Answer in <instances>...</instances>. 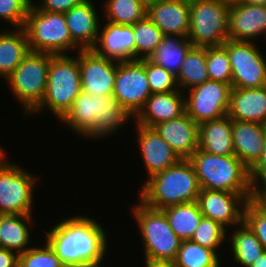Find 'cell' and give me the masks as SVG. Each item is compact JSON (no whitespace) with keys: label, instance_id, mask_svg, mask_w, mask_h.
<instances>
[{"label":"cell","instance_id":"obj_1","mask_svg":"<svg viewBox=\"0 0 266 267\" xmlns=\"http://www.w3.org/2000/svg\"><path fill=\"white\" fill-rule=\"evenodd\" d=\"M46 236V241L66 267L99 266L107 252L105 230L87 216L62 220Z\"/></svg>","mask_w":266,"mask_h":267},{"label":"cell","instance_id":"obj_2","mask_svg":"<svg viewBox=\"0 0 266 267\" xmlns=\"http://www.w3.org/2000/svg\"><path fill=\"white\" fill-rule=\"evenodd\" d=\"M130 117L114 95L96 97L82 91L60 120L80 137L101 138L115 133Z\"/></svg>","mask_w":266,"mask_h":267},{"label":"cell","instance_id":"obj_3","mask_svg":"<svg viewBox=\"0 0 266 267\" xmlns=\"http://www.w3.org/2000/svg\"><path fill=\"white\" fill-rule=\"evenodd\" d=\"M139 192V201L150 208L163 210L166 207L197 201L200 186L192 162L189 159H181L148 178Z\"/></svg>","mask_w":266,"mask_h":267},{"label":"cell","instance_id":"obj_4","mask_svg":"<svg viewBox=\"0 0 266 267\" xmlns=\"http://www.w3.org/2000/svg\"><path fill=\"white\" fill-rule=\"evenodd\" d=\"M189 160L194 166L200 189L252 195L249 169L236 155H212L198 148Z\"/></svg>","mask_w":266,"mask_h":267},{"label":"cell","instance_id":"obj_5","mask_svg":"<svg viewBox=\"0 0 266 267\" xmlns=\"http://www.w3.org/2000/svg\"><path fill=\"white\" fill-rule=\"evenodd\" d=\"M47 77L44 99L32 113L49 107L60 120L82 92L78 57L50 54Z\"/></svg>","mask_w":266,"mask_h":267},{"label":"cell","instance_id":"obj_6","mask_svg":"<svg viewBox=\"0 0 266 267\" xmlns=\"http://www.w3.org/2000/svg\"><path fill=\"white\" fill-rule=\"evenodd\" d=\"M23 28L32 52L66 55L67 51L77 47L72 41L64 13L39 10L33 1Z\"/></svg>","mask_w":266,"mask_h":267},{"label":"cell","instance_id":"obj_7","mask_svg":"<svg viewBox=\"0 0 266 267\" xmlns=\"http://www.w3.org/2000/svg\"><path fill=\"white\" fill-rule=\"evenodd\" d=\"M138 204L132 210L145 247V259L174 261L182 240L173 232L165 213L141 201Z\"/></svg>","mask_w":266,"mask_h":267},{"label":"cell","instance_id":"obj_8","mask_svg":"<svg viewBox=\"0 0 266 267\" xmlns=\"http://www.w3.org/2000/svg\"><path fill=\"white\" fill-rule=\"evenodd\" d=\"M49 65V53L29 51L5 79L26 115L31 114L44 99Z\"/></svg>","mask_w":266,"mask_h":267},{"label":"cell","instance_id":"obj_9","mask_svg":"<svg viewBox=\"0 0 266 267\" xmlns=\"http://www.w3.org/2000/svg\"><path fill=\"white\" fill-rule=\"evenodd\" d=\"M230 3L201 0L190 4V29L187 39L193 46H222L228 39Z\"/></svg>","mask_w":266,"mask_h":267},{"label":"cell","instance_id":"obj_10","mask_svg":"<svg viewBox=\"0 0 266 267\" xmlns=\"http://www.w3.org/2000/svg\"><path fill=\"white\" fill-rule=\"evenodd\" d=\"M230 58L232 88L266 86V58L253 42L228 39L223 45Z\"/></svg>","mask_w":266,"mask_h":267},{"label":"cell","instance_id":"obj_11","mask_svg":"<svg viewBox=\"0 0 266 267\" xmlns=\"http://www.w3.org/2000/svg\"><path fill=\"white\" fill-rule=\"evenodd\" d=\"M36 179L18 164H0V214H32Z\"/></svg>","mask_w":266,"mask_h":267},{"label":"cell","instance_id":"obj_12","mask_svg":"<svg viewBox=\"0 0 266 267\" xmlns=\"http://www.w3.org/2000/svg\"><path fill=\"white\" fill-rule=\"evenodd\" d=\"M151 94L145 59L116 61V80L112 95L131 117L134 118L139 113Z\"/></svg>","mask_w":266,"mask_h":267},{"label":"cell","instance_id":"obj_13","mask_svg":"<svg viewBox=\"0 0 266 267\" xmlns=\"http://www.w3.org/2000/svg\"><path fill=\"white\" fill-rule=\"evenodd\" d=\"M231 85L208 80L189 90L185 112L197 123L220 119L227 115Z\"/></svg>","mask_w":266,"mask_h":267},{"label":"cell","instance_id":"obj_14","mask_svg":"<svg viewBox=\"0 0 266 267\" xmlns=\"http://www.w3.org/2000/svg\"><path fill=\"white\" fill-rule=\"evenodd\" d=\"M252 195L222 190L200 189L197 203L204 217L220 223L223 227L238 225L244 222V210Z\"/></svg>","mask_w":266,"mask_h":267},{"label":"cell","instance_id":"obj_15","mask_svg":"<svg viewBox=\"0 0 266 267\" xmlns=\"http://www.w3.org/2000/svg\"><path fill=\"white\" fill-rule=\"evenodd\" d=\"M78 54L82 91L96 97L112 95L116 80L115 61L98 55L93 49L79 50Z\"/></svg>","mask_w":266,"mask_h":267},{"label":"cell","instance_id":"obj_16","mask_svg":"<svg viewBox=\"0 0 266 267\" xmlns=\"http://www.w3.org/2000/svg\"><path fill=\"white\" fill-rule=\"evenodd\" d=\"M266 34V5L230 3L228 36L233 41L252 42ZM254 37V39H253Z\"/></svg>","mask_w":266,"mask_h":267},{"label":"cell","instance_id":"obj_17","mask_svg":"<svg viewBox=\"0 0 266 267\" xmlns=\"http://www.w3.org/2000/svg\"><path fill=\"white\" fill-rule=\"evenodd\" d=\"M138 144L149 178L181 160L154 127L136 124Z\"/></svg>","mask_w":266,"mask_h":267},{"label":"cell","instance_id":"obj_18","mask_svg":"<svg viewBox=\"0 0 266 267\" xmlns=\"http://www.w3.org/2000/svg\"><path fill=\"white\" fill-rule=\"evenodd\" d=\"M181 159H189L199 146V124L186 112L154 126Z\"/></svg>","mask_w":266,"mask_h":267},{"label":"cell","instance_id":"obj_19","mask_svg":"<svg viewBox=\"0 0 266 267\" xmlns=\"http://www.w3.org/2000/svg\"><path fill=\"white\" fill-rule=\"evenodd\" d=\"M146 16L165 36L187 38L190 29V4L180 0H158L147 6Z\"/></svg>","mask_w":266,"mask_h":267},{"label":"cell","instance_id":"obj_20","mask_svg":"<svg viewBox=\"0 0 266 267\" xmlns=\"http://www.w3.org/2000/svg\"><path fill=\"white\" fill-rule=\"evenodd\" d=\"M93 4L91 0H84L64 13L69 33L78 51L93 49L102 28Z\"/></svg>","mask_w":266,"mask_h":267},{"label":"cell","instance_id":"obj_21","mask_svg":"<svg viewBox=\"0 0 266 267\" xmlns=\"http://www.w3.org/2000/svg\"><path fill=\"white\" fill-rule=\"evenodd\" d=\"M103 27L93 50L98 55L117 62L135 60L132 26L107 21Z\"/></svg>","mask_w":266,"mask_h":267},{"label":"cell","instance_id":"obj_22","mask_svg":"<svg viewBox=\"0 0 266 267\" xmlns=\"http://www.w3.org/2000/svg\"><path fill=\"white\" fill-rule=\"evenodd\" d=\"M176 90L165 93L151 94L144 107L133 118L135 124L154 127L158 123L175 119L185 112L183 92Z\"/></svg>","mask_w":266,"mask_h":267},{"label":"cell","instance_id":"obj_23","mask_svg":"<svg viewBox=\"0 0 266 267\" xmlns=\"http://www.w3.org/2000/svg\"><path fill=\"white\" fill-rule=\"evenodd\" d=\"M266 137V125L232 120L235 155L250 170L261 158Z\"/></svg>","mask_w":266,"mask_h":267},{"label":"cell","instance_id":"obj_24","mask_svg":"<svg viewBox=\"0 0 266 267\" xmlns=\"http://www.w3.org/2000/svg\"><path fill=\"white\" fill-rule=\"evenodd\" d=\"M227 116L232 120L266 125V86L232 88Z\"/></svg>","mask_w":266,"mask_h":267},{"label":"cell","instance_id":"obj_25","mask_svg":"<svg viewBox=\"0 0 266 267\" xmlns=\"http://www.w3.org/2000/svg\"><path fill=\"white\" fill-rule=\"evenodd\" d=\"M198 148L212 155H235L232 139V119L227 115L199 124Z\"/></svg>","mask_w":266,"mask_h":267},{"label":"cell","instance_id":"obj_26","mask_svg":"<svg viewBox=\"0 0 266 267\" xmlns=\"http://www.w3.org/2000/svg\"><path fill=\"white\" fill-rule=\"evenodd\" d=\"M30 51L24 28L0 31V77L6 79Z\"/></svg>","mask_w":266,"mask_h":267},{"label":"cell","instance_id":"obj_27","mask_svg":"<svg viewBox=\"0 0 266 267\" xmlns=\"http://www.w3.org/2000/svg\"><path fill=\"white\" fill-rule=\"evenodd\" d=\"M32 214H0L1 226V241L2 247L17 252L23 253L29 248L27 247L30 241V232L26 224L32 221Z\"/></svg>","mask_w":266,"mask_h":267},{"label":"cell","instance_id":"obj_28","mask_svg":"<svg viewBox=\"0 0 266 267\" xmlns=\"http://www.w3.org/2000/svg\"><path fill=\"white\" fill-rule=\"evenodd\" d=\"M192 43L181 36H164L154 53L148 58L157 66L165 68L175 76L179 73L181 65Z\"/></svg>","mask_w":266,"mask_h":267},{"label":"cell","instance_id":"obj_29","mask_svg":"<svg viewBox=\"0 0 266 267\" xmlns=\"http://www.w3.org/2000/svg\"><path fill=\"white\" fill-rule=\"evenodd\" d=\"M206 64V47L192 46L182 62L181 69L176 76L178 87L192 89L208 81Z\"/></svg>","mask_w":266,"mask_h":267},{"label":"cell","instance_id":"obj_30","mask_svg":"<svg viewBox=\"0 0 266 267\" xmlns=\"http://www.w3.org/2000/svg\"><path fill=\"white\" fill-rule=\"evenodd\" d=\"M173 232L182 240H190L203 216L197 201L166 207L162 210Z\"/></svg>","mask_w":266,"mask_h":267},{"label":"cell","instance_id":"obj_31","mask_svg":"<svg viewBox=\"0 0 266 267\" xmlns=\"http://www.w3.org/2000/svg\"><path fill=\"white\" fill-rule=\"evenodd\" d=\"M229 238L234 260L244 267H250L265 252L261 242L245 222Z\"/></svg>","mask_w":266,"mask_h":267},{"label":"cell","instance_id":"obj_32","mask_svg":"<svg viewBox=\"0 0 266 267\" xmlns=\"http://www.w3.org/2000/svg\"><path fill=\"white\" fill-rule=\"evenodd\" d=\"M132 28L135 42V60L148 59L165 35L147 16L133 24Z\"/></svg>","mask_w":266,"mask_h":267},{"label":"cell","instance_id":"obj_33","mask_svg":"<svg viewBox=\"0 0 266 267\" xmlns=\"http://www.w3.org/2000/svg\"><path fill=\"white\" fill-rule=\"evenodd\" d=\"M174 264L176 267H220L217 252L191 240L181 242Z\"/></svg>","mask_w":266,"mask_h":267},{"label":"cell","instance_id":"obj_34","mask_svg":"<svg viewBox=\"0 0 266 267\" xmlns=\"http://www.w3.org/2000/svg\"><path fill=\"white\" fill-rule=\"evenodd\" d=\"M104 15L114 24L132 26L143 19L147 7L139 0H106Z\"/></svg>","mask_w":266,"mask_h":267},{"label":"cell","instance_id":"obj_35","mask_svg":"<svg viewBox=\"0 0 266 267\" xmlns=\"http://www.w3.org/2000/svg\"><path fill=\"white\" fill-rule=\"evenodd\" d=\"M206 64L210 80L231 85L230 58L223 46L206 47Z\"/></svg>","mask_w":266,"mask_h":267},{"label":"cell","instance_id":"obj_36","mask_svg":"<svg viewBox=\"0 0 266 267\" xmlns=\"http://www.w3.org/2000/svg\"><path fill=\"white\" fill-rule=\"evenodd\" d=\"M225 238V227L211 218L202 216L190 240L216 252L224 241H228V239Z\"/></svg>","mask_w":266,"mask_h":267},{"label":"cell","instance_id":"obj_37","mask_svg":"<svg viewBox=\"0 0 266 267\" xmlns=\"http://www.w3.org/2000/svg\"><path fill=\"white\" fill-rule=\"evenodd\" d=\"M44 248L31 247L19 254L18 267H66L47 241Z\"/></svg>","mask_w":266,"mask_h":267},{"label":"cell","instance_id":"obj_38","mask_svg":"<svg viewBox=\"0 0 266 267\" xmlns=\"http://www.w3.org/2000/svg\"><path fill=\"white\" fill-rule=\"evenodd\" d=\"M145 69L152 94L179 90L176 76L165 68L145 59Z\"/></svg>","mask_w":266,"mask_h":267},{"label":"cell","instance_id":"obj_39","mask_svg":"<svg viewBox=\"0 0 266 267\" xmlns=\"http://www.w3.org/2000/svg\"><path fill=\"white\" fill-rule=\"evenodd\" d=\"M32 0H0V18L15 28L24 27Z\"/></svg>","mask_w":266,"mask_h":267},{"label":"cell","instance_id":"obj_40","mask_svg":"<svg viewBox=\"0 0 266 267\" xmlns=\"http://www.w3.org/2000/svg\"><path fill=\"white\" fill-rule=\"evenodd\" d=\"M244 222L255 233L266 252V212L252 199L245 206Z\"/></svg>","mask_w":266,"mask_h":267},{"label":"cell","instance_id":"obj_41","mask_svg":"<svg viewBox=\"0 0 266 267\" xmlns=\"http://www.w3.org/2000/svg\"><path fill=\"white\" fill-rule=\"evenodd\" d=\"M249 181L252 191L258 188V181L263 185L266 184V137L261 158L249 170Z\"/></svg>","mask_w":266,"mask_h":267},{"label":"cell","instance_id":"obj_42","mask_svg":"<svg viewBox=\"0 0 266 267\" xmlns=\"http://www.w3.org/2000/svg\"><path fill=\"white\" fill-rule=\"evenodd\" d=\"M84 0H42L35 5L39 10L48 12L65 13L72 7L81 4Z\"/></svg>","mask_w":266,"mask_h":267},{"label":"cell","instance_id":"obj_43","mask_svg":"<svg viewBox=\"0 0 266 267\" xmlns=\"http://www.w3.org/2000/svg\"><path fill=\"white\" fill-rule=\"evenodd\" d=\"M15 253L5 248L0 249V267H18L19 254Z\"/></svg>","mask_w":266,"mask_h":267},{"label":"cell","instance_id":"obj_44","mask_svg":"<svg viewBox=\"0 0 266 267\" xmlns=\"http://www.w3.org/2000/svg\"><path fill=\"white\" fill-rule=\"evenodd\" d=\"M262 187L252 191V200L266 212V184Z\"/></svg>","mask_w":266,"mask_h":267},{"label":"cell","instance_id":"obj_45","mask_svg":"<svg viewBox=\"0 0 266 267\" xmlns=\"http://www.w3.org/2000/svg\"><path fill=\"white\" fill-rule=\"evenodd\" d=\"M146 267H176L174 261H153L145 259Z\"/></svg>","mask_w":266,"mask_h":267},{"label":"cell","instance_id":"obj_46","mask_svg":"<svg viewBox=\"0 0 266 267\" xmlns=\"http://www.w3.org/2000/svg\"><path fill=\"white\" fill-rule=\"evenodd\" d=\"M250 267H266V252L262 254Z\"/></svg>","mask_w":266,"mask_h":267},{"label":"cell","instance_id":"obj_47","mask_svg":"<svg viewBox=\"0 0 266 267\" xmlns=\"http://www.w3.org/2000/svg\"><path fill=\"white\" fill-rule=\"evenodd\" d=\"M239 2L248 3L252 5H266V0H239Z\"/></svg>","mask_w":266,"mask_h":267},{"label":"cell","instance_id":"obj_48","mask_svg":"<svg viewBox=\"0 0 266 267\" xmlns=\"http://www.w3.org/2000/svg\"><path fill=\"white\" fill-rule=\"evenodd\" d=\"M140 2H142L146 7L158 0H139Z\"/></svg>","mask_w":266,"mask_h":267},{"label":"cell","instance_id":"obj_49","mask_svg":"<svg viewBox=\"0 0 266 267\" xmlns=\"http://www.w3.org/2000/svg\"><path fill=\"white\" fill-rule=\"evenodd\" d=\"M3 150L4 149L0 146V164L5 162V160H3L5 158H3V157H5L4 155H6V154L3 152Z\"/></svg>","mask_w":266,"mask_h":267},{"label":"cell","instance_id":"obj_50","mask_svg":"<svg viewBox=\"0 0 266 267\" xmlns=\"http://www.w3.org/2000/svg\"><path fill=\"white\" fill-rule=\"evenodd\" d=\"M180 1L191 4V3H194V2H197V1H201V0H180Z\"/></svg>","mask_w":266,"mask_h":267},{"label":"cell","instance_id":"obj_51","mask_svg":"<svg viewBox=\"0 0 266 267\" xmlns=\"http://www.w3.org/2000/svg\"><path fill=\"white\" fill-rule=\"evenodd\" d=\"M222 1H225V2H228V3H233V2H237L239 0H222Z\"/></svg>","mask_w":266,"mask_h":267},{"label":"cell","instance_id":"obj_52","mask_svg":"<svg viewBox=\"0 0 266 267\" xmlns=\"http://www.w3.org/2000/svg\"><path fill=\"white\" fill-rule=\"evenodd\" d=\"M2 241H1V226H0V249H2Z\"/></svg>","mask_w":266,"mask_h":267}]
</instances>
